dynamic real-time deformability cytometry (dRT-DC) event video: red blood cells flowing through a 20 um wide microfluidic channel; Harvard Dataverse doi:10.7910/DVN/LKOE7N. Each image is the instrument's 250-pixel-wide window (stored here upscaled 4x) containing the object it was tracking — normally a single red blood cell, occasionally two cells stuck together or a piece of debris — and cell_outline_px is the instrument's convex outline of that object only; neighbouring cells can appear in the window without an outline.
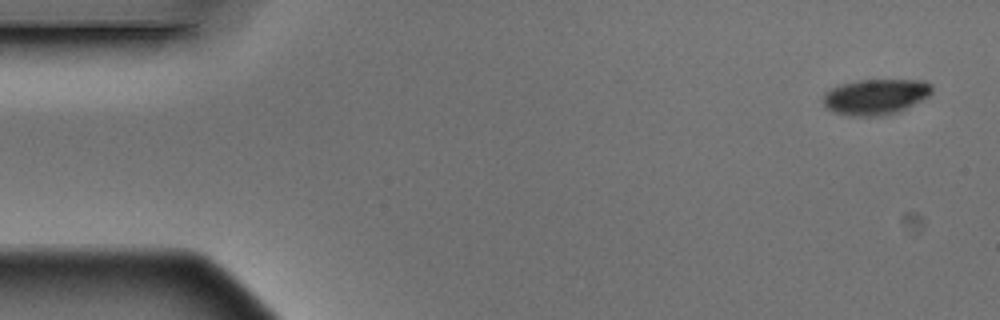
{"species": "Egyptian fruit bat (a non-hibernating species)", "species_latin": "Rousettus aegyptiacus", "temperature_condition": "warm", "stored_images_in_passage": 5, "camera_frame_rate_fps": 3000, "um_per_image_px": 0.085, "animal": {"sex": "male"}, "frame": {"image": 1, "passage_image": 1, "time_ms": 0.0, "image_size_px": [1000, 320], "cell_outline_px": [[932, 92], [928, 96], [900, 112], [884, 116], [848, 116], [832, 112], [824, 108], [820, 100], [824, 92], [840, 84], [860, 80], [924, 80], [932, 84]], "centroid_in_image_um": [74.37, 8.24], "position_along_channel_um": 10.6, "area_um2": 23.12}}
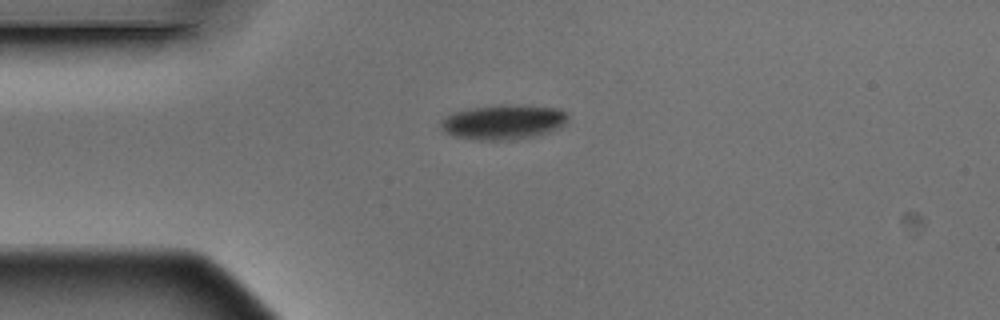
{"frame": {"image": 2, "passage_image": 4, "time_ms": 1.0, "image_size_px": [1000, 320], "cell_outline_px": [[568, 120], [560, 128], [548, 132], [532, 136], [512, 140], [480, 140], [456, 136], [444, 132], [440, 128], [440, 120], [452, 112], [468, 108], [500, 104], [504, 104], [560, 108], [568, 112]], "centroid_in_image_um": [42.78, 10.36], "position_along_channel_um": 42.2, "area_um2": 26.01}}